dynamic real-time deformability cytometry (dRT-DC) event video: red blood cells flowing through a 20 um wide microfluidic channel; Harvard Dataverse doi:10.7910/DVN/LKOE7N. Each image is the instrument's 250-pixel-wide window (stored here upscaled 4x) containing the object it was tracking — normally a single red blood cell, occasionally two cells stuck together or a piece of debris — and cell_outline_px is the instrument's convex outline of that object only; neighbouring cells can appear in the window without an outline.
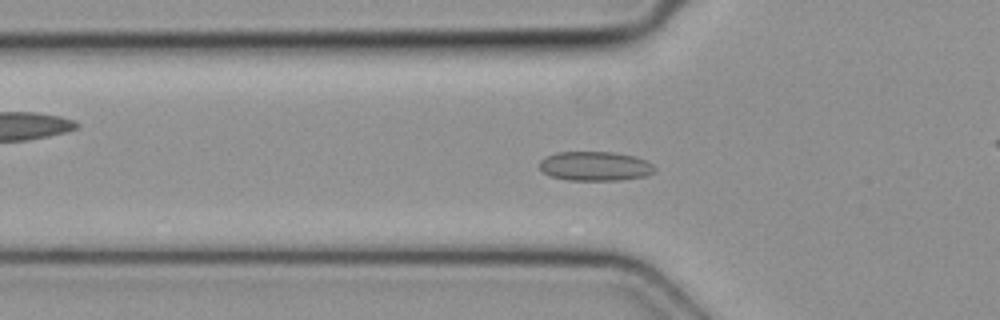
{"species": "common noctule bat (a hibernating species)", "species_latin": "Nyctalus noctula", "temperature_condition": "cold", "stored_images_in_passage": 49, "camera_frame_rate_fps": 3000, "um_per_image_px": 0.085, "animal": {"sex": "female", "body_mass_g": 19.3, "forearm_length_mm": 54.1}, "frame": {"image": 1, "passage_image": 16, "time_ms": 5.0, "image_size_px": [1000, 320], "cell_outline_px": [[656, 168], [652, 172], [644, 176], [620, 180], [568, 180], [552, 176], [544, 172], [540, 168], [540, 160], [544, 156], [556, 152], [616, 152], [636, 156], [652, 164]], "centroid_in_image_um": [50.57, 14.11], "position_along_channel_um": 75.2, "area_um2": 19.65}}
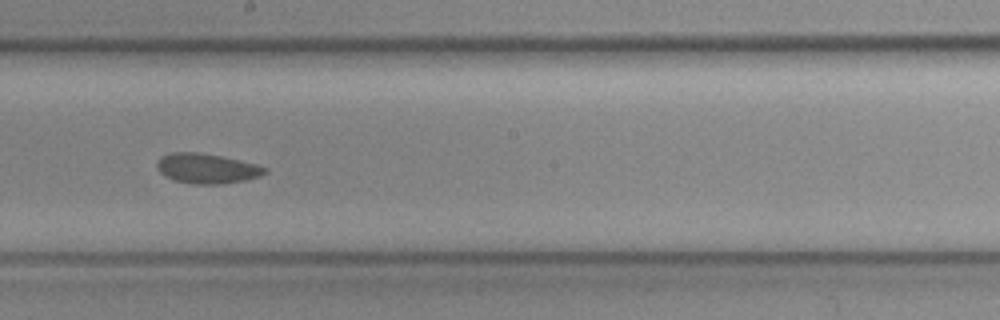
{"frame": {"image": 2, "passage_image": 27, "time_ms": 8.667, "image_size_px": [1000, 320], "cell_outline_px": [[268, 172], [260, 176], [244, 180], [220, 184], [192, 184], [172, 180], [164, 176], [156, 168], [156, 164], [160, 156], [172, 152], [196, 152], [220, 156], [240, 160], [256, 164], [268, 168]], "centroid_in_image_um": [17.55, 14.32], "position_along_channel_um": 230.6, "area_um2": 18.96}}
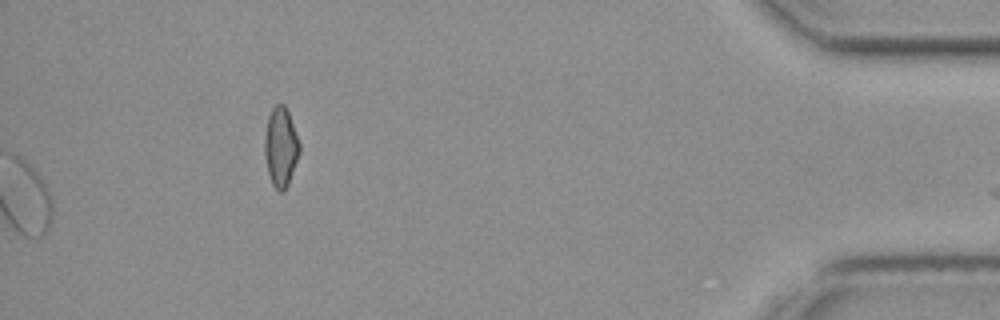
{"frame": {"image": 3, "passage_image": 49, "time_ms": 16.0, "image_size_px": [1000, 320], "cell_outline_px": [[300, 152], [288, 184], [284, 192], [280, 192], [272, 184], [268, 172], [264, 152], [264, 140], [268, 116], [272, 108], [276, 104], [284, 104], [288, 112], [300, 144]], "centroid_in_image_um": [23.86, 12.5], "position_along_channel_um": 411.3, "area_um2": 16.01}}